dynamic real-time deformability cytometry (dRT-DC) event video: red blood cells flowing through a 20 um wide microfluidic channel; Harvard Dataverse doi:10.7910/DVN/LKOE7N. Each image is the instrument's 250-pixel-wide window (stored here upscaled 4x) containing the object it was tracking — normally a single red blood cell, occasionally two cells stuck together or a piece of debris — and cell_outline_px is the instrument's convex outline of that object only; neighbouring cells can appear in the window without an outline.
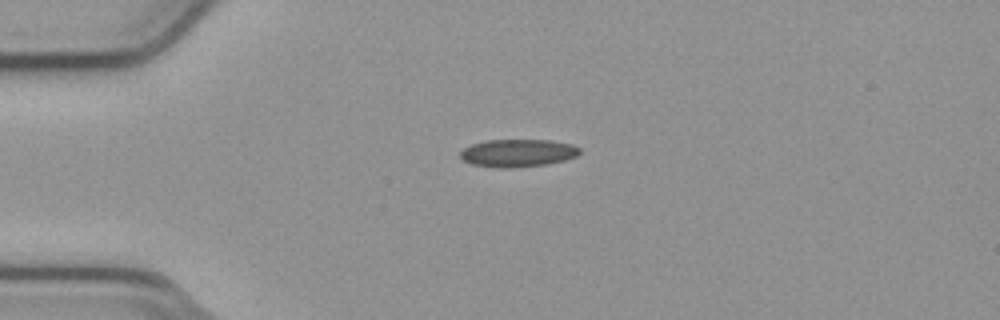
{"species": "common noctule bat (a hibernating species)", "species_latin": "Nyctalus noctula", "temperature_condition": "cold", "stored_images_in_passage": 42, "camera_frame_rate_fps": 3000, "um_per_image_px": 0.085, "animal": {"sex": "male", "body_mass_g": 23.1, "forearm_length_mm": 52.7}, "frame": {"image": 1, "passage_image": 1, "time_ms": 0.0, "image_size_px": [1000, 320], "cell_outline_px": [[580, 152], [576, 156], [564, 160], [548, 164], [512, 168], [496, 168], [472, 164], [464, 160], [460, 156], [460, 152], [464, 148], [472, 144], [488, 140], [548, 140], [572, 144], [580, 148]], "centroid_in_image_um": [44.01, 13.01], "position_along_channel_um": 41.0, "area_um2": 19.25}}
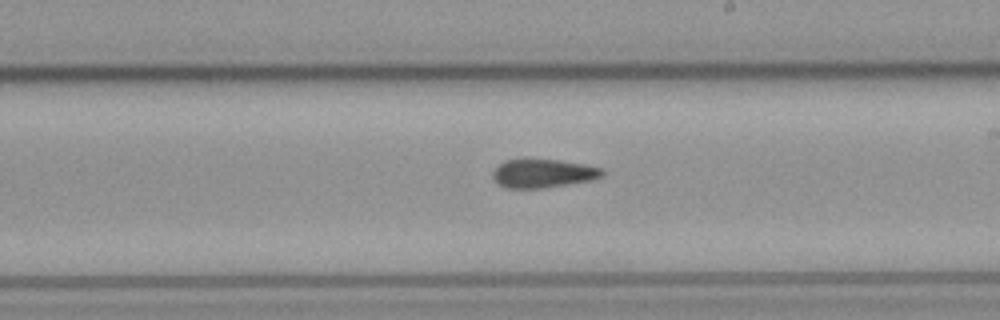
{"frame": {"image": 2, "passage_image": 19, "time_ms": 6.0, "image_size_px": [1000, 320], "cell_outline_px": [[604, 176], [592, 180], [544, 188], [504, 188], [492, 176], [492, 172], [504, 160], [556, 160], [584, 164], [604, 168]], "centroid_in_image_um": [46.2, 14.75], "position_along_channel_um": 242.8, "area_um2": 18.09}}
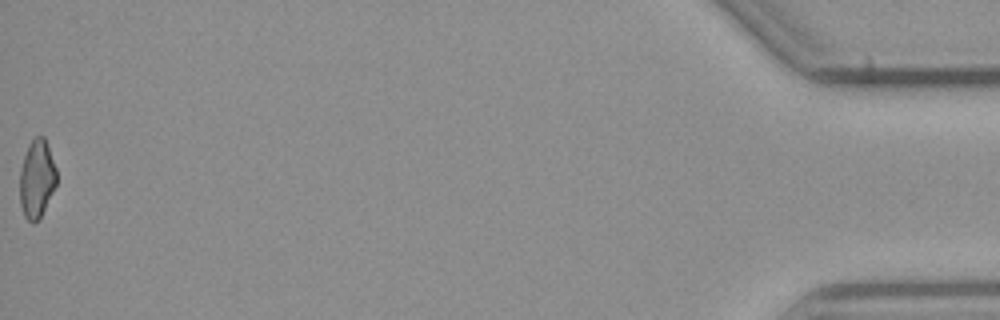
{"frame": {"image": 3, "passage_image": 42, "time_ms": 13.667, "image_size_px": [1000, 320], "cell_outline_px": [[56, 184], [40, 216], [32, 224], [24, 216], [20, 204], [20, 168], [28, 144], [36, 136], [44, 136], [56, 168]], "centroid_in_image_um": [3.11, 15.18], "position_along_channel_um": 432.1, "area_um2": 16.47}, "authors_computed_cell_mechanics": {"area_um2": 18.4671, "velocity_mm_per_s": 3.8184, "shape_relaxation_time_tau1_ms": null, "shape_relaxation_time_tau2_ms": 6.3965, "deformation_change_tau1": null, "deformation_change_tau2": 0.151}}